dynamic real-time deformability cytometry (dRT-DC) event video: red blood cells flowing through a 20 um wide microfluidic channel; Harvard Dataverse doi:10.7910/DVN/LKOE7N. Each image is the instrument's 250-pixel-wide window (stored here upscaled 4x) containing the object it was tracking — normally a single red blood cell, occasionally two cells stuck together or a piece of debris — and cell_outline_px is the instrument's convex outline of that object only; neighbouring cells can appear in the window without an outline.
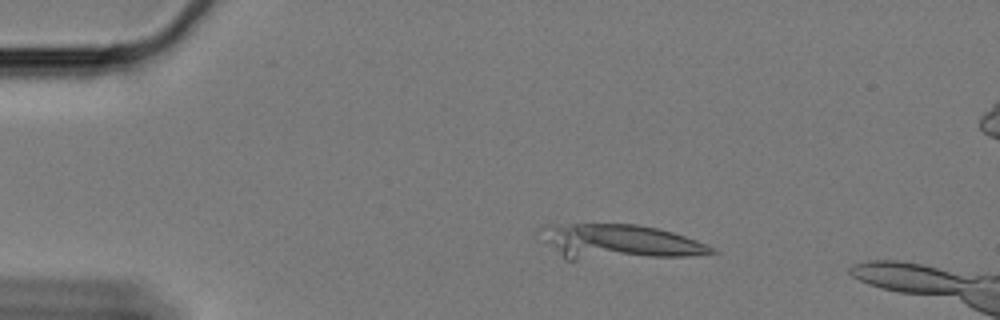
{"species": "Egyptian fruit bat (a non-hibernating species)", "species_latin": "Rousettus aegyptiacus", "temperature_condition": "cold", "stored_images_in_passage": 16, "camera_frame_rate_fps": 3000, "um_per_image_px": 0.085, "animal": {"sex": "female"}, "frame": {"image": 1, "passage_image": 10, "time_ms": 3.0, "image_size_px": [1000, 320], "cell_outline_px": [[716, 252], [684, 256], [576, 260], [564, 260], [536, 232], [536, 228], [548, 224], [636, 224], [656, 228], [672, 232], [696, 240], [712, 248]], "centroid_in_image_um": [52.47, 20.55], "position_along_channel_um": 32.5, "area_um2": 34.74}}